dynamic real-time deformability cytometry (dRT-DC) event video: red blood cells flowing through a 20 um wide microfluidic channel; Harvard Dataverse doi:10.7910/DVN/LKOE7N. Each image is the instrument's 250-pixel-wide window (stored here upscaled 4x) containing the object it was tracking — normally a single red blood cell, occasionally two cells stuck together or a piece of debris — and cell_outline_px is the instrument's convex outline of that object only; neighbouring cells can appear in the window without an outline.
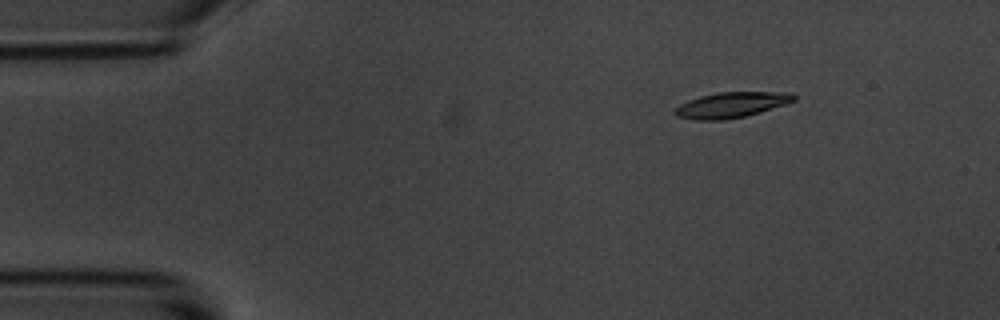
{"species": "common noctule bat (a hibernating species)", "species_latin": "Nyctalus noctula", "temperature_condition": "room temperature", "stored_images_in_passage": 14, "camera_frame_rate_fps": 3000, "um_per_image_px": 0.085, "animal": {"sex": "male", "body_mass_g": 20.1, "forearm_length_mm": 53.5}, "frame": {"image": 1, "passage_image": 2, "time_ms": 0.333, "image_size_px": [1000, 320], "cell_outline_px": [[796, 100], [760, 112], [744, 116], [724, 120], [692, 120], [676, 116], [672, 112], [680, 104], [688, 100], [700, 96], [720, 92], [792, 92], [796, 96]], "centroid_in_image_um": [62.14, 8.92], "position_along_channel_um": 22.9, "area_um2": 17.69}}
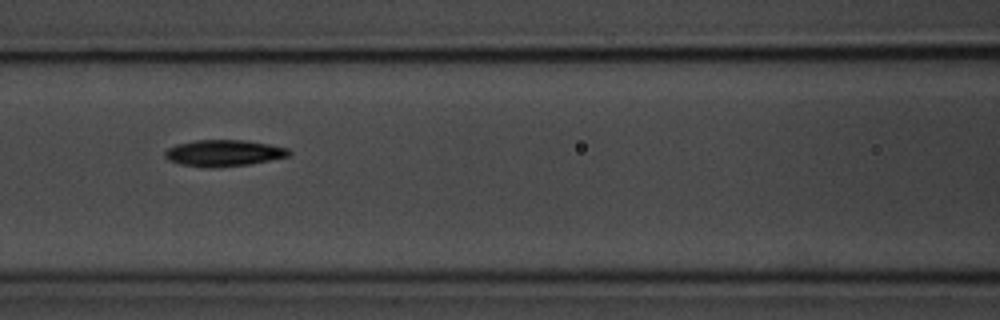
{"frame": {"image": 2, "passage_image": 6, "time_ms": 1.667, "image_size_px": [1000, 320], "cell_outline_px": [[292, 152], [288, 156], [248, 164], [216, 168], [208, 168], [180, 164], [168, 160], [164, 156], [164, 152], [168, 148], [176, 144], [196, 140], [244, 140], [268, 144], [288, 148]], "centroid_in_image_um": [18.98, 13.01], "position_along_channel_um": 147.6, "area_um2": 19.07}}
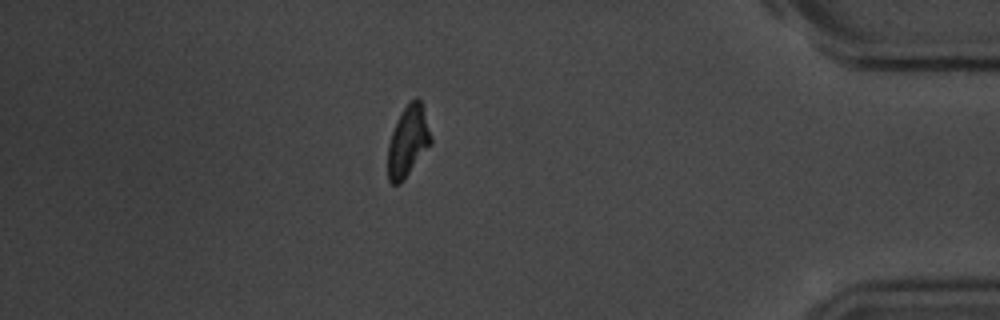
{"frame": {"image": 3, "passage_image": 13, "time_ms": 4.0, "image_size_px": [1000, 320], "cell_outline_px": [[432, 144], [404, 180], [400, 184], [392, 184], [388, 180], [388, 144], [396, 120], [404, 108], [416, 96], [420, 100], [432, 136]], "centroid_in_image_um": [34.68, 12.04], "position_along_channel_um": 400.5, "area_um2": 17.8}}